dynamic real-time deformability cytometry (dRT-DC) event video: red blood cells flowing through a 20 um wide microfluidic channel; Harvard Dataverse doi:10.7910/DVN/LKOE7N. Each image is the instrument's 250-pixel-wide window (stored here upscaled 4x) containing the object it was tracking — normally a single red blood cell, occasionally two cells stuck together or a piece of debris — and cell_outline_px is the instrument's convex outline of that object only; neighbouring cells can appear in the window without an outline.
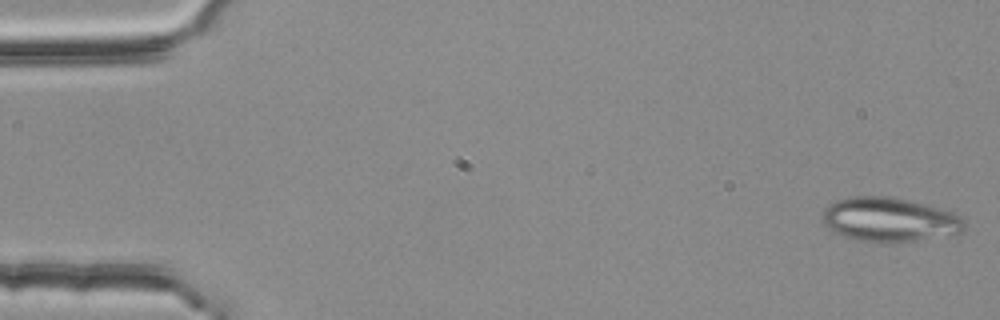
{"species": "common noctule bat (a hibernating species)", "species_latin": "Nyctalus noctula", "temperature_condition": "room temperature", "stored_images_in_passage": 53, "camera_frame_rate_fps": 3000, "um_per_image_px": 0.085, "animal": {"sex": "female", "body_mass_g": 25.1}, "frame": {"image": 1, "passage_image": 1, "time_ms": 0.0, "image_size_px": [1000, 320], "cell_outline_px": [[964, 232], [956, 236], [888, 244], [856, 240], [836, 232], [828, 228], [824, 224], [824, 208], [828, 204], [836, 200], [848, 196], [888, 196], [908, 200], [956, 212], [964, 220]], "centroid_in_image_um": [75.68, 18.69], "position_along_channel_um": 9.3, "area_um2": 37.34}}
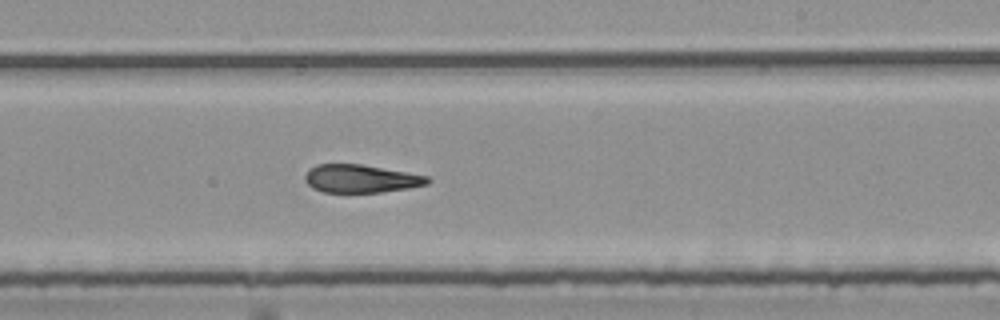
{"frame": {"image": 2, "passage_image": 32, "time_ms": 10.333, "image_size_px": [1000, 320], "cell_outline_px": [[432, 180], [428, 184], [408, 188], [380, 192], [324, 192], [312, 188], [304, 180], [304, 176], [316, 164], [360, 164], [428, 176]], "centroid_in_image_um": [30.67, 15.19], "position_along_channel_um": 258.3, "area_um2": 19.83}}
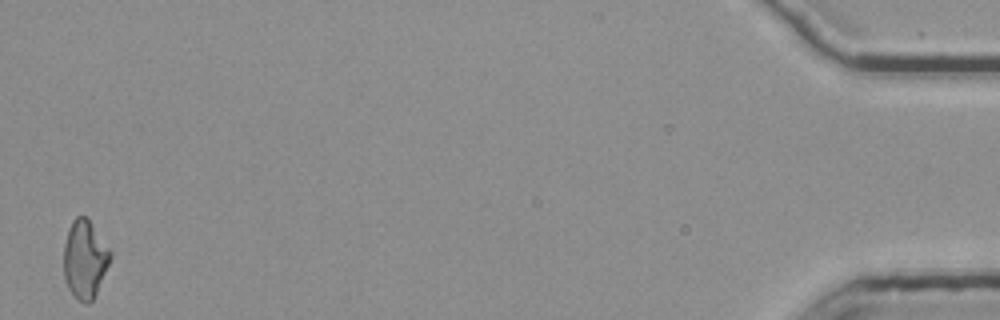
{"frame": {"image": 3, "passage_image": 53, "time_ms": 17.333, "image_size_px": [1000, 320], "cell_outline_px": [[112, 256], [96, 292], [92, 300], [88, 304], [84, 304], [68, 288], [64, 276], [64, 244], [72, 220], [76, 216], [84, 216], [88, 220], [112, 252]], "centroid_in_image_um": [7.2, 22.04], "position_along_channel_um": 428.0, "area_um2": 20.69}, "authors_computed_cell_mechanics": {"area_um2": 21.8484, "velocity_mm_per_s": 3.7823, "shape_relaxation_time_tau1_ms": null, "shape_relaxation_time_tau2_ms": 2.8098, "deformation_change_tau1": null, "deformation_change_tau2": 0.1134}}